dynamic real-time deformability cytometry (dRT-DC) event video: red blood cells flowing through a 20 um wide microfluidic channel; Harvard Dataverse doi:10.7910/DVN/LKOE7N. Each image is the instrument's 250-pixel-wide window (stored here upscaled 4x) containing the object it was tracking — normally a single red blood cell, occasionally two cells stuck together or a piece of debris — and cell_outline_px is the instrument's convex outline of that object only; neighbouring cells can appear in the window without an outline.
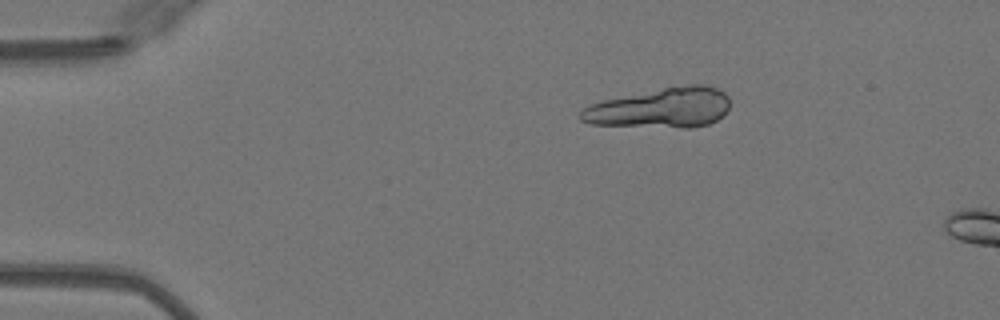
{"species": "Egyptian fruit bat (a non-hibernating species)", "species_latin": "Rousettus aegyptiacus", "temperature_condition": "warm", "stored_images_in_passage": 4, "camera_frame_rate_fps": 3000, "um_per_image_px": 0.085, "animal": {"sex": "female"}, "frame": {"image": 1, "passage_image": 1, "time_ms": 0.0, "image_size_px": [1000, 320], "cell_outline_px": [[728, 108], [716, 120], [708, 124], [692, 128], [680, 128], [592, 124], [580, 120], [576, 116], [588, 104], [604, 100], [664, 88], [688, 84], [704, 84], [720, 88], [728, 96]], "centroid_in_image_um": [56.16, 9.18], "position_along_channel_um": 28.8, "area_um2": 34.74}}